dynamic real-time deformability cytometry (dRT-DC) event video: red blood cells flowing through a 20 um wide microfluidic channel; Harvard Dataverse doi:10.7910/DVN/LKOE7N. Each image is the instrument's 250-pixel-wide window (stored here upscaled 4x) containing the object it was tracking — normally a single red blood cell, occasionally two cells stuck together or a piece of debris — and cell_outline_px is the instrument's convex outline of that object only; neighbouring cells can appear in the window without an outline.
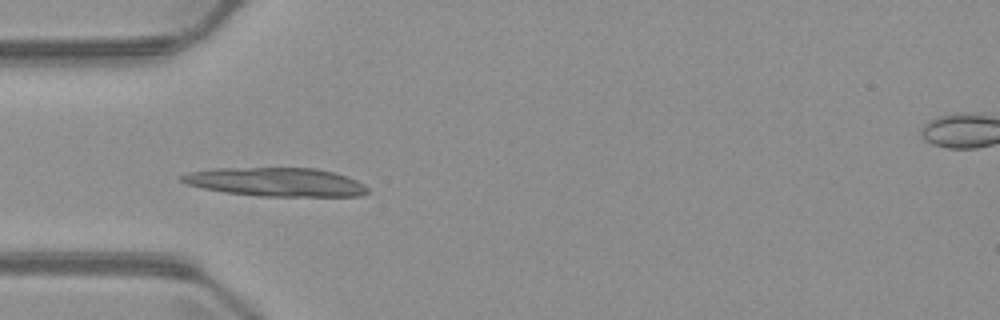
{"species": "common noctule bat (a hibernating species)", "species_latin": "Nyctalus noctula", "temperature_condition": "warm", "stored_images_in_passage": 8, "camera_frame_rate_fps": 3000, "um_per_image_px": 0.085, "animal": {"sex": "male", "body_mass_g": 23.1, "forearm_length_mm": 52.7}, "frame": {"image": 1, "passage_image": 6, "time_ms": 6.667, "image_size_px": [1000, 320], "cell_outline_px": [[368, 192], [360, 196], [260, 196], [224, 192], [204, 188], [188, 184], [180, 180], [180, 176], [188, 172], [212, 168], [316, 168], [348, 176], [364, 184], [368, 188]], "centroid_in_image_um": [23.46, 15.47], "position_along_channel_um": 61.5, "area_um2": 31.04}}
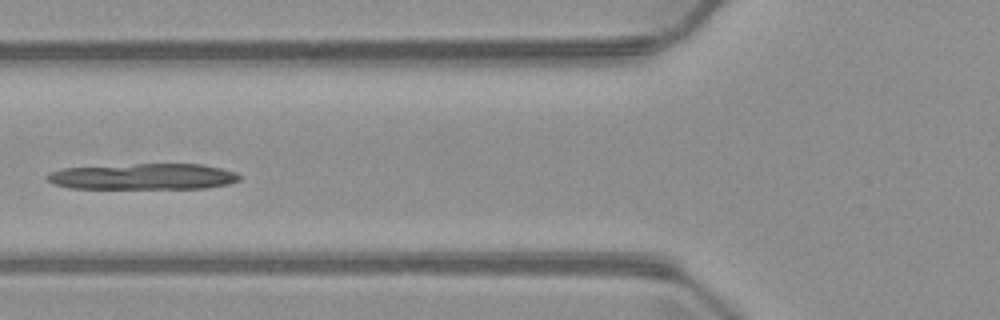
{"frame": {"image": 2, "passage_image": 7, "time_ms": 8.0, "image_size_px": [1000, 320], "cell_outline_px": [[240, 180], [228, 184], [208, 188], [68, 188], [56, 184], [48, 180], [48, 172], [64, 168], [136, 164], [204, 164], [236, 172], [240, 176]], "centroid_in_image_um": [12.22, 15.0], "position_along_channel_um": 113.6, "area_um2": 29.02}}
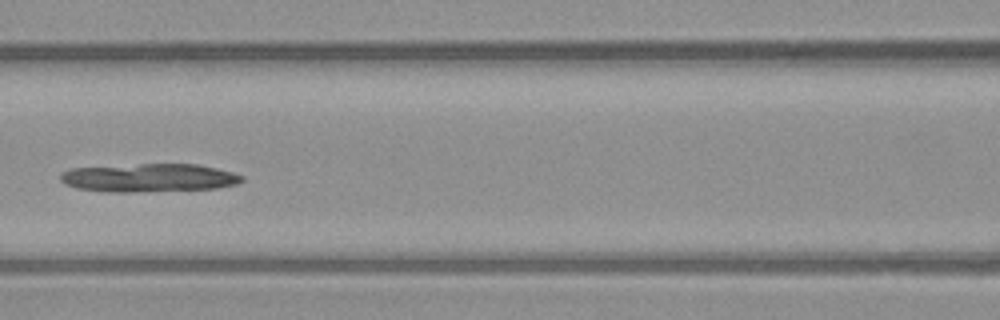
{"frame": {"image": 3, "passage_image": 8, "time_ms": 9.0, "image_size_px": [1000, 320], "cell_outline_px": [[244, 180], [236, 184], [216, 188], [132, 192], [108, 192], [76, 188], [64, 184], [60, 180], [60, 176], [64, 172], [72, 168], [140, 164], [196, 164], [216, 168], [232, 172], [244, 176]], "centroid_in_image_um": [12.66, 15.11], "position_along_channel_um": 153.9, "area_um2": 29.82}}